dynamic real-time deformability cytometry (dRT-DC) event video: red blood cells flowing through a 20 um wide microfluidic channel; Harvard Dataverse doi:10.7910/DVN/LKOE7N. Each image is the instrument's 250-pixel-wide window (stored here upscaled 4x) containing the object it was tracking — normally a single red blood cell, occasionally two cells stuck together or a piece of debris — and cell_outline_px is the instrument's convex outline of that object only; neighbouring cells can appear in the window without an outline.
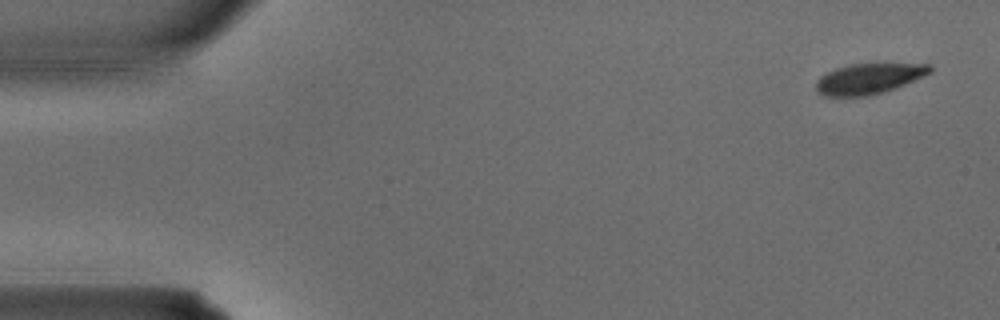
{"species": "common noctule bat (a hibernating species)", "species_latin": "Nyctalus noctula", "temperature_condition": "warm", "stored_images_in_passage": 3, "camera_frame_rate_fps": 3000, "um_per_image_px": 0.085, "animal": {"sex": "male", "body_mass_g": 15.6}, "frame": {"image": 1, "passage_image": 1, "time_ms": 0.0, "image_size_px": [1000, 320], "cell_outline_px": [[932, 72], [904, 84], [868, 96], [824, 96], [816, 88], [816, 80], [820, 76], [836, 68], [852, 64], [932, 64]], "centroid_in_image_um": [73.83, 6.68], "position_along_channel_um": 11.2, "area_um2": 19.83}}
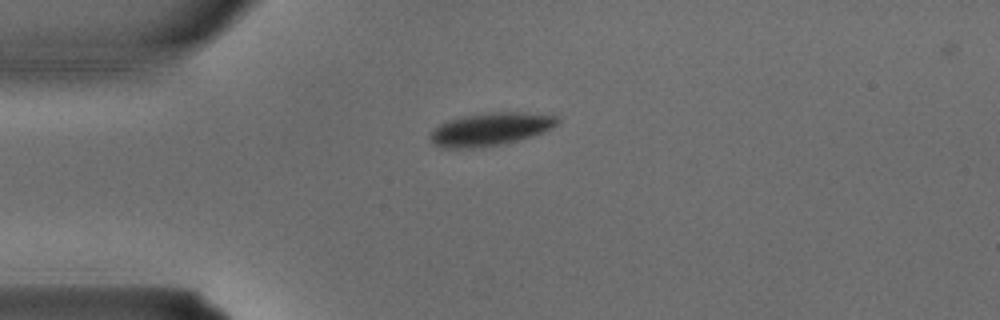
{"frame": {"image": 2, "passage_image": 3, "time_ms": 0.667, "image_size_px": [1000, 320], "cell_outline_px": [[560, 120], [552, 128], [544, 132], [520, 140], [500, 144], [472, 148], [444, 148], [432, 144], [428, 136], [440, 124], [448, 120], [464, 116], [492, 112], [512, 112], [556, 116]], "centroid_in_image_um": [41.65, 10.99], "position_along_channel_um": 43.3, "area_um2": 24.1}}